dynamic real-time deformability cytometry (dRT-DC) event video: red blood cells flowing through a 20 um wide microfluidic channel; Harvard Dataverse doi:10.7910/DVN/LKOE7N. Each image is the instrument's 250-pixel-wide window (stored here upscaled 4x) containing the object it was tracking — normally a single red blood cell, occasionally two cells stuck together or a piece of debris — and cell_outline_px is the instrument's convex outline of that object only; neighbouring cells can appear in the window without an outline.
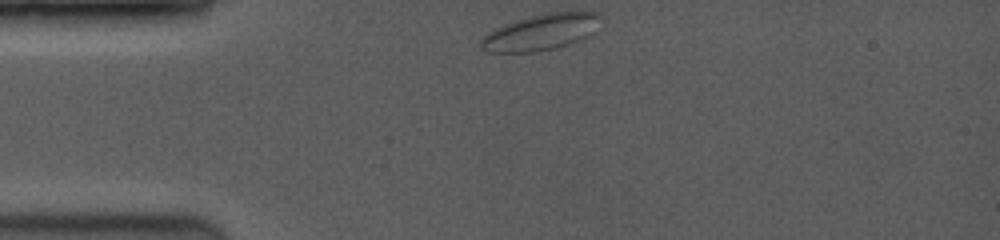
{"species": "common noctule bat (a hibernating species)", "species_latin": "Nyctalus noctula", "temperature_condition": "room temperature", "stored_images_in_passage": 40, "camera_frame_rate_fps": 3500, "um_per_image_px": 0.085, "animal": {"sex": "female", "body_mass_g": 19.0, "forearm_length_mm": 53.3}, "frame": {"image": 1, "passage_image": 1, "time_ms": 0.0, "image_size_px": [1000, 240], "cell_outline_px": [[600, 16], [592, 32], [588, 36], [556, 48], [532, 52], [488, 52], [480, 48], [480, 40], [488, 32], [504, 24], [516, 20], [548, 12], [600, 12]], "centroid_in_image_um": [45.92, 2.74], "position_along_channel_um": 39.1, "area_um2": 24.74}}
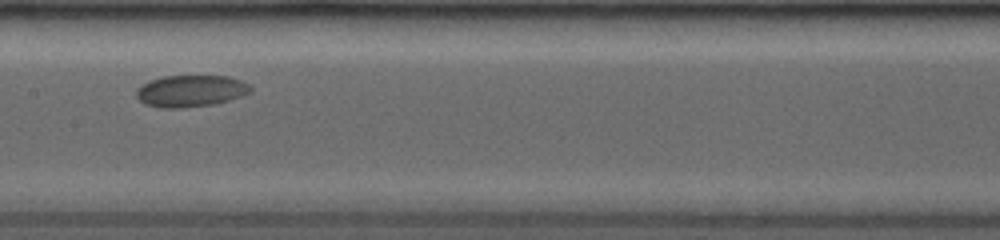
{"frame": {"image": 2, "passage_image": 17, "time_ms": 4.857, "image_size_px": [1000, 240], "cell_outline_px": [[252, 92], [228, 100], [212, 104], [184, 108], [160, 108], [144, 104], [136, 96], [136, 88], [148, 80], [164, 76], [228, 76], [240, 80], [248, 84], [252, 88]], "centroid_in_image_um": [16.17, 7.73], "position_along_channel_um": 191.2, "area_um2": 21.21}}
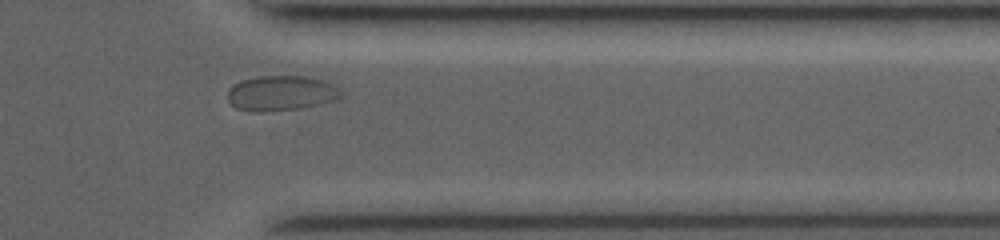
{"frame": {"image": 3, "passage_image": 36, "time_ms": 10.0, "image_size_px": [1000, 240], "cell_outline_px": [[340, 100], [300, 108], [260, 112], [252, 112], [236, 108], [228, 100], [228, 88], [232, 84], [240, 80], [256, 76], [304, 76], [324, 80], [332, 84], [340, 92]], "centroid_in_image_um": [23.85, 7.92], "position_along_channel_um": 387.5, "area_um2": 23.35}, "authors_computed_cell_mechanics": {"area_um2": 21.0681, "velocity_mm_per_s": 3.7732, "shape_relaxation_time_tau1_ms": 4.5515, "shape_relaxation_time_tau2_ms": null, "deformation_change_tau1": 0.0506, "deformation_change_tau2": null}}